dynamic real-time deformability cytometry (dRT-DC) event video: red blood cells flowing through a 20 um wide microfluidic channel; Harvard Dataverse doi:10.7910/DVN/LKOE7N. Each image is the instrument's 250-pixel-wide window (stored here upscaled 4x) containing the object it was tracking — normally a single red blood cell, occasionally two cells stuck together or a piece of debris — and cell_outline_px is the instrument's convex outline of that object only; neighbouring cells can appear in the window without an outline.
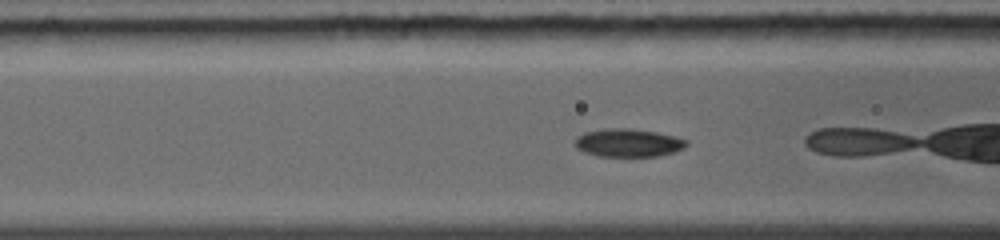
{"species": "common noctule bat (a hibernating species)", "species_latin": "Nyctalus noctula", "temperature_condition": "warm", "stored_images_in_passage": 36, "camera_frame_rate_fps": 5000, "um_per_image_px": 0.085, "animal": {"sex": "female", "body_mass_g": 19.0, "forearm_length_mm": 56.7}, "frame": {"image": 1, "passage_image": 6, "time_ms": 1.4, "image_size_px": [1000, 240], "cell_outline_px": [[688, 144], [684, 148], [660, 156], [600, 156], [584, 152], [576, 148], [576, 140], [584, 132], [608, 128], [628, 128], [656, 132], [688, 140]], "centroid_in_image_um": [53.41, 12.14], "position_along_channel_um": 113.2, "area_um2": 18.03}}